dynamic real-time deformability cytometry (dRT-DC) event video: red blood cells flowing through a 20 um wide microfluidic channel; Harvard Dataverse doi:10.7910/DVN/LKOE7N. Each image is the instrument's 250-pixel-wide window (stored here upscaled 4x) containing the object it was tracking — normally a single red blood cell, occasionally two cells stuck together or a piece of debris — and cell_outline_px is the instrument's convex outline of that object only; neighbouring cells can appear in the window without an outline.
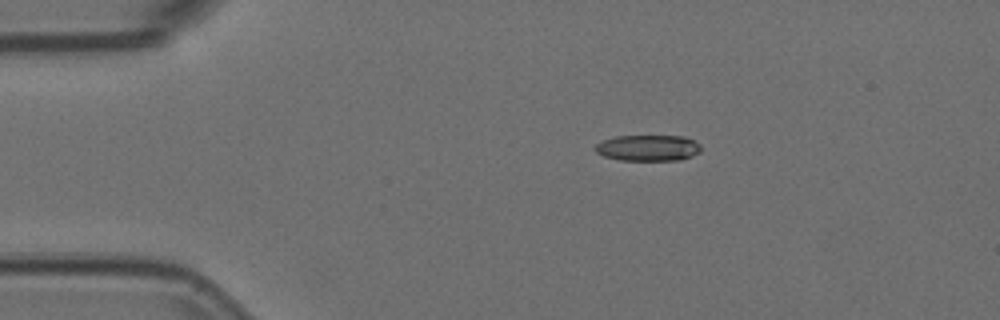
{"species": "Egyptian fruit bat (a non-hibernating species)", "species_latin": "Rousettus aegyptiacus", "temperature_condition": "room temperature", "stored_images_in_passage": 47, "camera_frame_rate_fps": 3000, "um_per_image_px": 0.085, "animal": {"sex": "female"}, "frame": {"image": 1, "passage_image": 1, "time_ms": 0.0, "image_size_px": [1000, 320], "cell_outline_px": [[700, 152], [692, 156], [680, 160], [620, 160], [604, 156], [596, 152], [596, 144], [604, 140], [616, 136], [684, 136], [700, 144]], "centroid_in_image_um": [55.1, 12.57], "position_along_channel_um": 29.9, "area_um2": 15.95}}
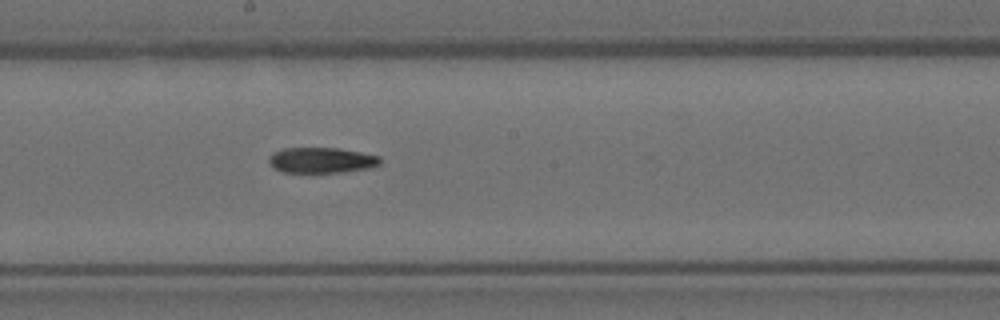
{"frame": {"image": 2, "passage_image": 21, "time_ms": 6.667, "image_size_px": [1000, 320], "cell_outline_px": [[380, 164], [368, 168], [344, 172], [284, 172], [272, 168], [268, 160], [276, 152], [284, 148], [336, 148], [360, 152], [380, 156]], "centroid_in_image_um": [27.34, 13.62], "position_along_channel_um": 220.9, "area_um2": 16.36}}
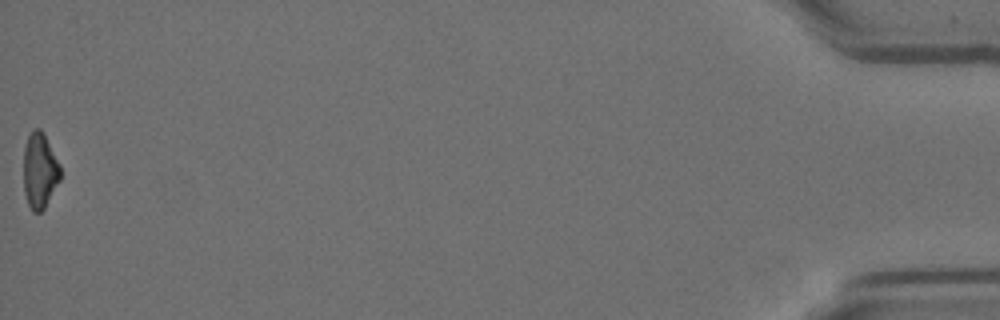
{"frame": {"image": 3, "passage_image": 47, "time_ms": 15.333, "image_size_px": [1000, 320], "cell_outline_px": [[60, 180], [44, 208], [40, 212], [32, 212], [28, 204], [24, 192], [24, 148], [28, 136], [32, 128], [40, 128], [44, 132], [60, 164]], "centroid_in_image_um": [3.38, 14.47], "position_along_channel_um": 431.8, "area_um2": 16.3}}